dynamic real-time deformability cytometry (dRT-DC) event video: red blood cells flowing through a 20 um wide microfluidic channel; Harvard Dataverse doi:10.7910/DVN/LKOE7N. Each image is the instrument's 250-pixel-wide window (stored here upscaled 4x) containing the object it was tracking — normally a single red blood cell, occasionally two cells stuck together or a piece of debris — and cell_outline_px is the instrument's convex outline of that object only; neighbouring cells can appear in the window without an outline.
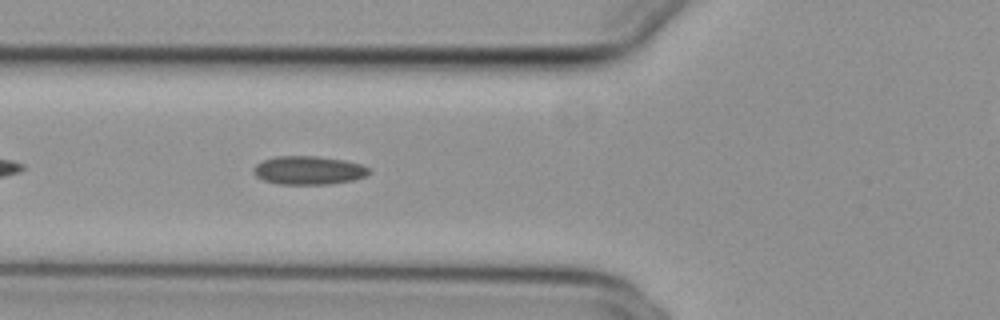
{"species": "common noctule bat (a hibernating species)", "species_latin": "Nyctalus noctula", "temperature_condition": "cold", "stored_images_in_passage": 36, "camera_frame_rate_fps": 3000, "um_per_image_px": 0.085, "animal": {"sex": "female", "body_mass_g": 29.2, "forearm_length_mm": 56.3}, "frame": {"image": 1, "passage_image": 6, "time_ms": 1.667, "image_size_px": [1000, 320], "cell_outline_px": [[372, 172], [364, 176], [352, 180], [328, 184], [276, 184], [264, 180], [256, 176], [252, 172], [252, 168], [256, 164], [264, 160], [276, 156], [316, 156], [344, 160], [360, 164], [368, 168]], "centroid_in_image_um": [26.19, 14.47], "position_along_channel_um": 99.6, "area_um2": 19.13}}
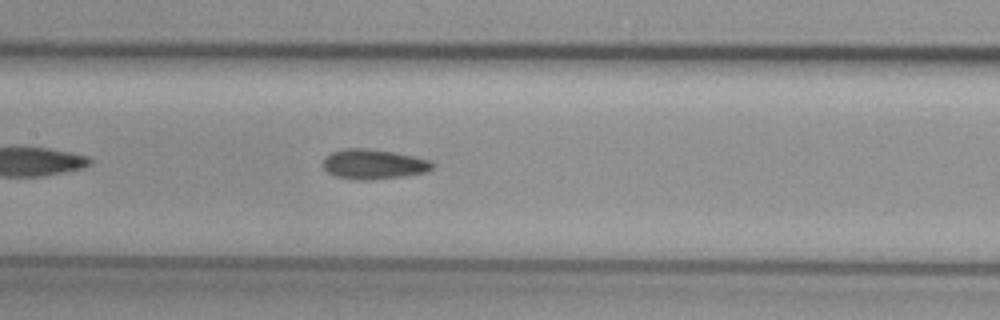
{"frame": {"image": 2, "passage_image": 12, "time_ms": 3.667, "image_size_px": [1000, 320], "cell_outline_px": [[436, 164], [432, 168], [424, 172], [404, 176], [368, 180], [356, 180], [336, 176], [328, 172], [324, 168], [324, 156], [332, 152], [348, 148], [368, 148], [416, 156], [432, 160]], "centroid_in_image_um": [31.78, 13.95], "position_along_channel_um": 175.6, "area_um2": 19.07}}
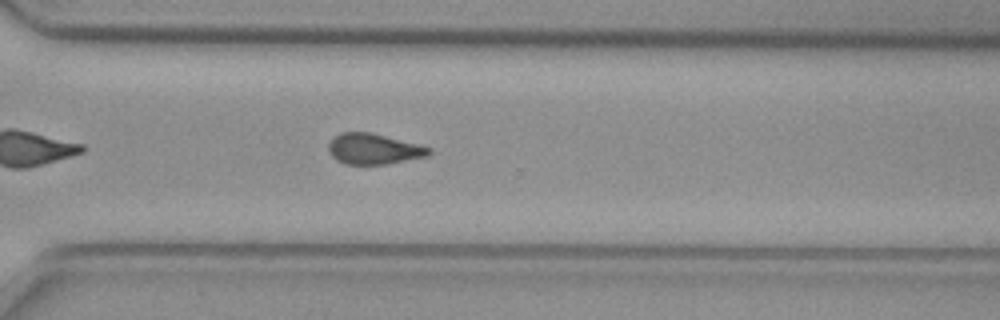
{"frame": {"image": 3, "passage_image": 25, "time_ms": 8.0, "image_size_px": [1000, 320], "cell_outline_px": [[432, 152], [428, 156], [388, 164], [344, 164], [336, 160], [328, 152], [328, 144], [332, 136], [340, 132], [372, 132], [432, 148]], "centroid_in_image_um": [31.73, 12.65], "position_along_channel_um": 338.9, "area_um2": 18.21}, "authors_computed_cell_mechanics": {"area_um2": 18.3804, "velocity_mm_per_s": 3.7714, "shape_relaxation_time_tau1_ms": null, "shape_relaxation_time_tau2_ms": 4.3782, "deformation_change_tau1": null, "deformation_change_tau2": 0.0972}}